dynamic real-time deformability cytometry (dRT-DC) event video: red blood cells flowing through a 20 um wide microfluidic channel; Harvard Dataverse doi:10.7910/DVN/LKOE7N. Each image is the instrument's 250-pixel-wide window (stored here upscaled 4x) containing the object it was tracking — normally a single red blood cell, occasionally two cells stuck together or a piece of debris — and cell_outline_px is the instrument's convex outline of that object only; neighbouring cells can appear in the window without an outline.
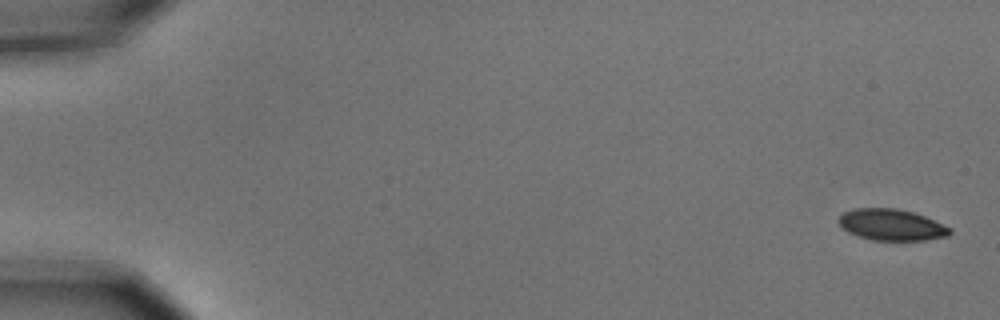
{"species": "common noctule bat (a hibernating species)", "species_latin": "Nyctalus noctula", "temperature_condition": "cold", "stored_images_in_passage": 7, "camera_frame_rate_fps": 3000, "um_per_image_px": 0.085, "animal": {"sex": "male", "body_mass_g": 15.6}, "frame": {"image": 1, "passage_image": 1, "time_ms": 0.0, "image_size_px": [1000, 320], "cell_outline_px": [[952, 232], [948, 236], [924, 240], [872, 240], [848, 232], [836, 220], [844, 212], [856, 208], [896, 208], [912, 212], [924, 216], [952, 228]], "centroid_in_image_um": [75.79, 19.1], "position_along_channel_um": 9.2, "area_um2": 20.17}}
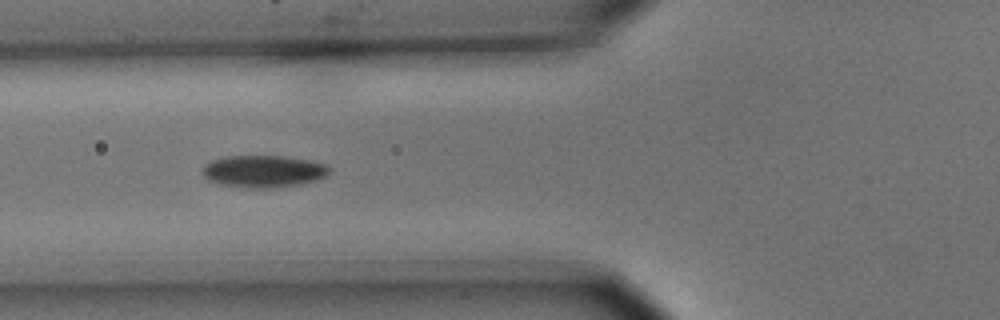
{"frame": {"image": 2, "passage_image": 6, "time_ms": 1.667, "image_size_px": [1000, 320], "cell_outline_px": [[328, 172], [324, 176], [316, 180], [300, 184], [276, 188], [244, 188], [224, 184], [208, 180], [200, 172], [204, 164], [212, 160], [228, 156], [284, 156], [308, 160], [324, 164], [328, 168]], "centroid_in_image_um": [22.34, 14.56], "position_along_channel_um": 103.5, "area_um2": 23.64}}
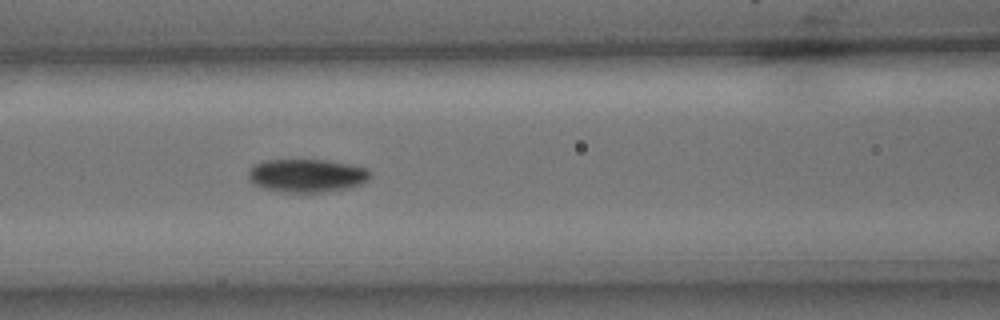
{"frame": {"image": 3, "passage_image": 7, "time_ms": 2.0, "image_size_px": [1000, 320], "cell_outline_px": [[372, 176], [368, 180], [352, 188], [328, 192], [284, 192], [264, 188], [252, 184], [248, 180], [248, 172], [256, 164], [264, 160], [324, 160], [348, 164], [368, 168], [372, 172]], "centroid_in_image_um": [26.12, 14.93], "position_along_channel_um": 140.5, "area_um2": 23.81}}